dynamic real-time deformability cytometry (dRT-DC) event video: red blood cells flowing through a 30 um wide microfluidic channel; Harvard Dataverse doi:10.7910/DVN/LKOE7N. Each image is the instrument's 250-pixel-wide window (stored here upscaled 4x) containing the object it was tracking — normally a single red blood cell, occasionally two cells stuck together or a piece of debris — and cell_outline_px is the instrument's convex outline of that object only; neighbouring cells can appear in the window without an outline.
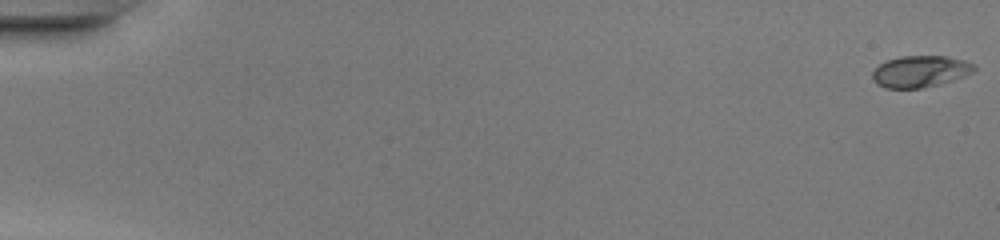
{"species": "common noctule bat (a hibernating species)", "species_latin": "Nyctalus noctula", "temperature_condition": "warm", "stored_images_in_passage": 49, "camera_frame_rate_fps": 3000, "um_per_image_px": 0.085, "animal": {"sex": "female", "body_mass_g": 20.0, "forearm_length_mm": 54.0}, "frame": {"image": 1, "passage_image": 1, "time_ms": 0.0, "image_size_px": [1000, 240], "cell_outline_px": [[976, 68], [972, 72], [964, 76], [940, 84], [920, 88], [884, 88], [876, 84], [872, 80], [872, 72], [880, 64], [888, 60], [900, 56], [944, 56], [964, 60], [972, 64]], "centroid_in_image_um": [78.18, 6.08], "position_along_channel_um": 6.8, "area_um2": 18.61}}
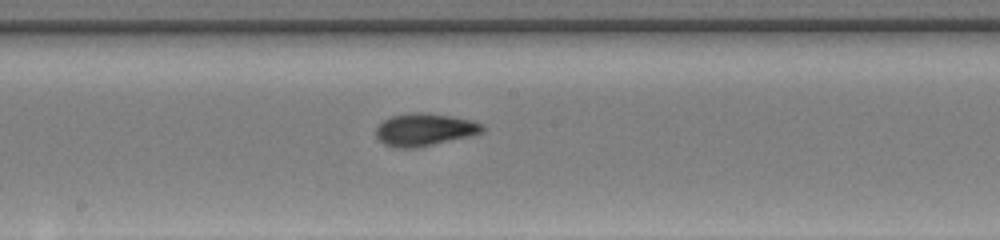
{"frame": {"image": 2, "passage_image": 28, "time_ms": 9.0, "image_size_px": [1000, 240], "cell_outline_px": [[488, 128], [484, 132], [472, 136], [416, 148], [396, 148], [384, 144], [376, 136], [376, 128], [384, 120], [392, 116], [416, 112], [420, 112], [452, 116], [472, 120], [484, 124]], "centroid_in_image_um": [36.16, 11.03], "position_along_channel_um": 212.0, "area_um2": 20.35}}
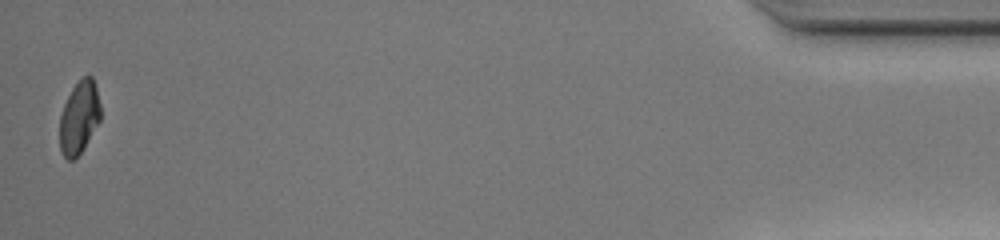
{"frame": {"image": 3, "passage_image": 49, "time_ms": 16.0, "image_size_px": [1000, 240], "cell_outline_px": [[100, 120], [84, 148], [72, 160], [68, 160], [60, 152], [60, 116], [64, 104], [72, 88], [84, 76], [92, 76], [96, 88], [100, 104]], "centroid_in_image_um": [6.72, 10.0], "position_along_channel_um": 428.5, "area_um2": 17.11}, "authors_computed_cell_mechanics": {"area_um2": 18.8428, "velocity_mm_per_s": 4.2971, "shape_relaxation_time_tau1_ms": 3.5866, "shape_relaxation_time_tau2_ms": 0.7058, "deformation_change_tau1": 0.2034, "deformation_change_tau2": 0.0576}}